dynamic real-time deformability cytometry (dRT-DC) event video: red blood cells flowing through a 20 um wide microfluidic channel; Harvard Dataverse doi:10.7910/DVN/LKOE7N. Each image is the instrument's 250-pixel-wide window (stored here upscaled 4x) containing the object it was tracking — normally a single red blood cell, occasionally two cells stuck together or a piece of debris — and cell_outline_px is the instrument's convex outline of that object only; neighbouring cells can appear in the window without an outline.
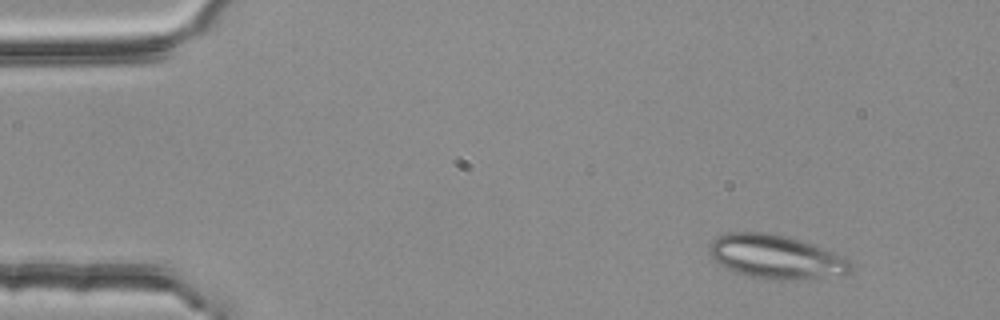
{"species": "common noctule bat (a hibernating species)", "species_latin": "Nyctalus noctula", "temperature_condition": "room temperature", "stored_images_in_passage": 3, "camera_frame_rate_fps": 3000, "um_per_image_px": 0.085, "animal": {"sex": "female", "body_mass_g": 25.1}, "frame": {"image": 1, "passage_image": 1, "time_ms": 0.0, "image_size_px": [1000, 320], "cell_outline_px": [[852, 272], [840, 276], [784, 280], [748, 276], [724, 268], [708, 252], [708, 244], [716, 236], [728, 232], [764, 232], [784, 236], [800, 240], [832, 252], [848, 260]], "centroid_in_image_um": [65.9, 21.83], "position_along_channel_um": 19.1, "area_um2": 35.78}}